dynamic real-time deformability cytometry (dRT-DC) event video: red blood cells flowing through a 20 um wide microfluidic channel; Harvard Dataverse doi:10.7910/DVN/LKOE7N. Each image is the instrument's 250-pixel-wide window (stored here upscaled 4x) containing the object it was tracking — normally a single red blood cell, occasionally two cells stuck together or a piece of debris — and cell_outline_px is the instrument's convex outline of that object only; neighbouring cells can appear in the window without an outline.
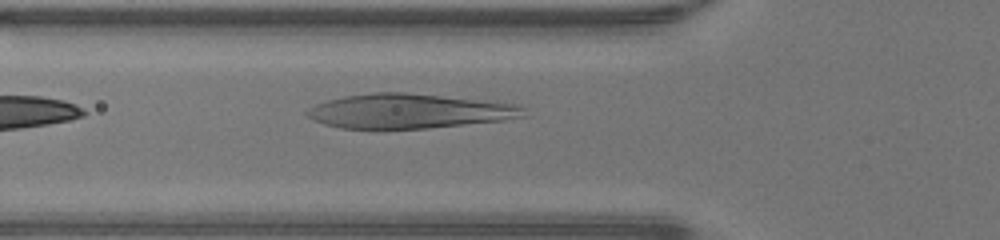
{"species": "human", "species_latin": "Homo sapiens", "temperature_condition": "warm", "stored_images_in_passage": 31, "camera_frame_rate_fps": 3000, "um_per_image_px": 0.085, "donor": {"sex": "male"}, "frame": {"image": 1, "passage_image": 5, "time_ms": 1.333, "image_size_px": [1000, 240], "cell_outline_px": [[528, 116], [504, 120], [428, 128], [340, 128], [324, 124], [312, 120], [304, 116], [304, 112], [308, 108], [316, 104], [328, 100], [344, 96], [372, 92], [404, 92], [516, 104], [524, 108]], "centroid_in_image_um": [34.72, 9.44], "position_along_channel_um": 91.1, "area_um2": 43.47}}
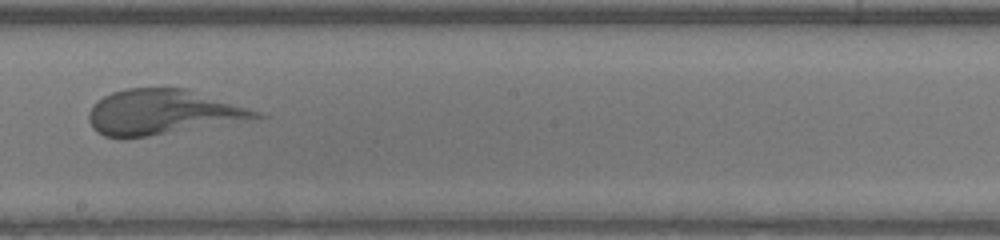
{"frame": {"image": 2, "passage_image": 15, "time_ms": 4.667, "image_size_px": [1000, 240], "cell_outline_px": [[268, 116], [148, 136], [104, 136], [96, 132], [92, 128], [88, 120], [88, 112], [92, 104], [96, 100], [112, 92], [124, 88], [188, 88], [260, 112]], "centroid_in_image_um": [13.75, 9.5], "position_along_channel_um": 234.5, "area_um2": 43.29}}
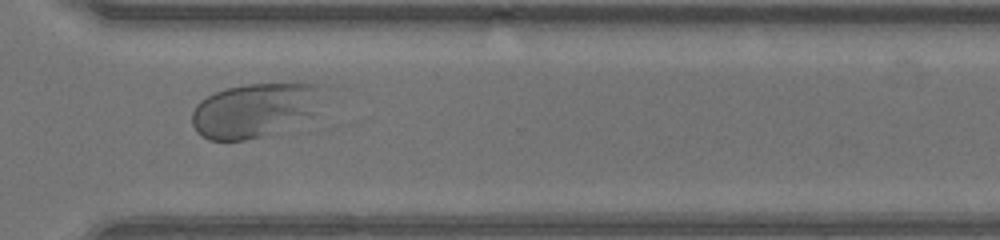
{"frame": {"image": 3, "passage_image": 23, "time_ms": 7.333, "image_size_px": [1000, 240], "cell_outline_px": [[332, 84], [316, 112], [312, 116], [260, 136], [244, 140], [208, 140], [196, 132], [192, 124], [192, 112], [196, 104], [200, 100], [216, 92], [228, 88], [248, 84]], "centroid_in_image_um": [21.71, 9.32], "position_along_channel_um": 348.9, "area_um2": 41.44}}